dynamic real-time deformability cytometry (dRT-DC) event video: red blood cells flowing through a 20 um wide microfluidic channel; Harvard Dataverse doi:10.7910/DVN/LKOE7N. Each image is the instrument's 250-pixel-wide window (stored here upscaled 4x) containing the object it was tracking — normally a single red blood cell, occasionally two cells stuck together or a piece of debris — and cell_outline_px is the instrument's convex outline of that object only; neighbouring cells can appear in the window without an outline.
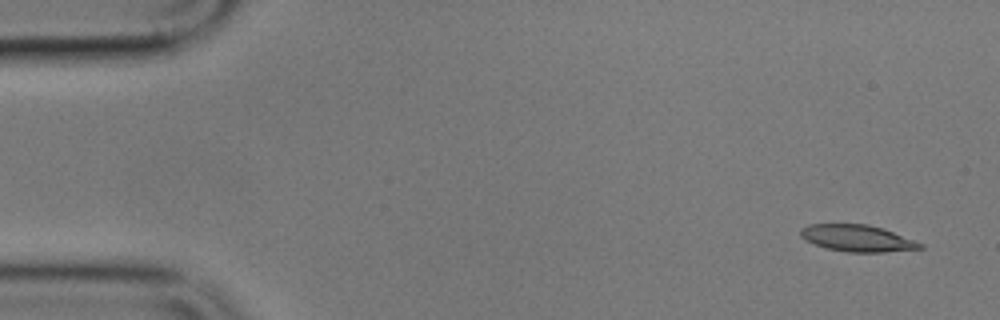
{"species": "common noctule bat (a hibernating species)", "species_latin": "Nyctalus noctula", "temperature_condition": "cold", "stored_images_in_passage": 4, "camera_frame_rate_fps": 3000, "um_per_image_px": 0.085, "animal": {"sex": "male", "body_mass_g": 17.9}, "frame": {"image": 1, "passage_image": 1, "time_ms": 0.0, "image_size_px": [1000, 320], "cell_outline_px": [[924, 248], [884, 252], [848, 252], [828, 248], [804, 240], [800, 236], [800, 228], [808, 224], [868, 224], [884, 228], [924, 244]], "centroid_in_image_um": [72.87, 20.24], "position_along_channel_um": 12.1, "area_um2": 18.61}}
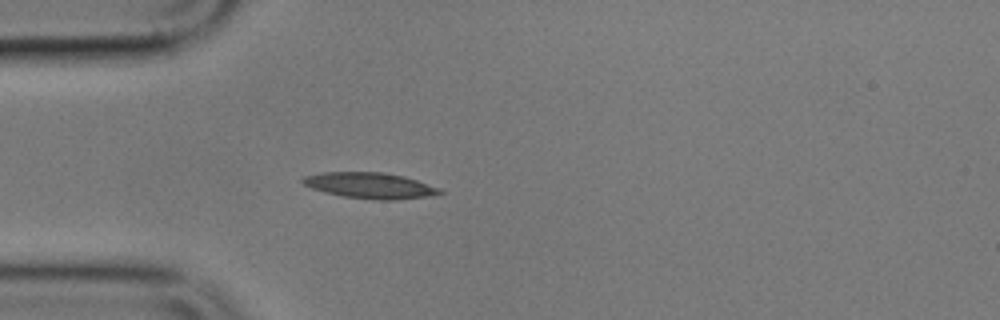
{"frame": {"image": 2, "passage_image": 4, "time_ms": 4.333, "image_size_px": [1000, 320], "cell_outline_px": [[444, 192], [428, 196], [396, 200], [380, 200], [344, 196], [324, 192], [312, 188], [304, 184], [300, 180], [304, 176], [324, 172], [380, 172], [404, 176], [440, 188]], "centroid_in_image_um": [31.44, 15.76], "position_along_channel_um": 53.6, "area_um2": 20.46}}